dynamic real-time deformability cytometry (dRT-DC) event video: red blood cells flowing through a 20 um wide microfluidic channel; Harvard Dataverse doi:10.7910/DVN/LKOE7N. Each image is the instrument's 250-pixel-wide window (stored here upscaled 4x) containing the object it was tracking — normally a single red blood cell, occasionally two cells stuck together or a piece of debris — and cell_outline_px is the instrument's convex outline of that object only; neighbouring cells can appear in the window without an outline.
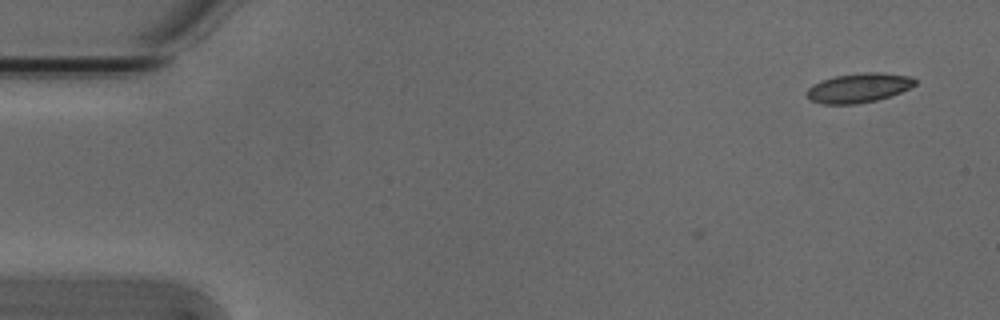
{"species": "Egyptian fruit bat (a non-hibernating species)", "species_latin": "Rousettus aegyptiacus", "temperature_condition": "cold", "stored_images_in_passage": 4, "camera_frame_rate_fps": 3000, "um_per_image_px": 0.085, "animal": {"sex": "male"}, "frame": {"image": 1, "passage_image": 1, "time_ms": 0.0, "image_size_px": [1000, 320], "cell_outline_px": [[916, 84], [900, 92], [876, 100], [856, 104], [820, 104], [808, 100], [804, 92], [812, 84], [820, 80], [836, 76], [864, 72], [880, 72], [912, 76], [916, 80]], "centroid_in_image_um": [72.92, 7.47], "position_along_channel_um": 12.1, "area_um2": 18.73}}